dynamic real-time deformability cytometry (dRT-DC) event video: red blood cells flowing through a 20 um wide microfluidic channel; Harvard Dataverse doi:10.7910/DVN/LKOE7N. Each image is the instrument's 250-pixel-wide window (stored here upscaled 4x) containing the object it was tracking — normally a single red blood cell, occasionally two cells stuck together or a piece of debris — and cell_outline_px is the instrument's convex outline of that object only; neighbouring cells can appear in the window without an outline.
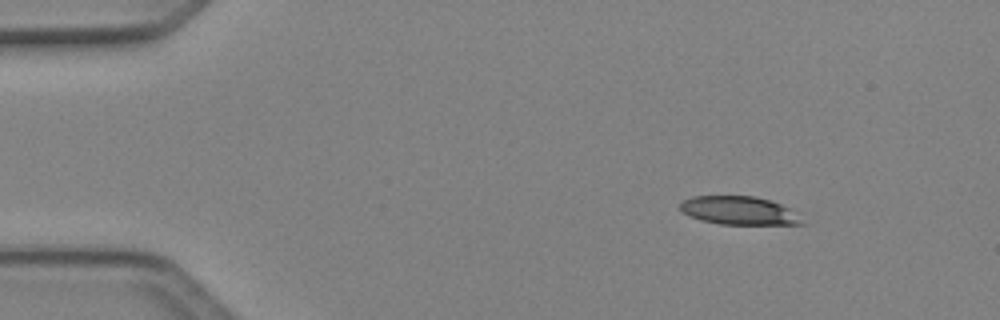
{"species": "Egyptian fruit bat (a non-hibernating species)", "species_latin": "Rousettus aegyptiacus", "temperature_condition": "cold", "stored_images_in_passage": 3, "camera_frame_rate_fps": 3000, "um_per_image_px": 0.085, "animal": {"sex": "female"}, "frame": {"image": 1, "passage_image": 1, "time_ms": 0.0, "image_size_px": [1000, 320], "cell_outline_px": [[808, 224], [720, 224], [700, 220], [688, 216], [680, 212], [680, 204], [684, 200], [692, 196], [756, 196], [792, 208]], "centroid_in_image_um": [62.83, 17.9], "position_along_channel_um": 22.2, "area_um2": 20.35}}